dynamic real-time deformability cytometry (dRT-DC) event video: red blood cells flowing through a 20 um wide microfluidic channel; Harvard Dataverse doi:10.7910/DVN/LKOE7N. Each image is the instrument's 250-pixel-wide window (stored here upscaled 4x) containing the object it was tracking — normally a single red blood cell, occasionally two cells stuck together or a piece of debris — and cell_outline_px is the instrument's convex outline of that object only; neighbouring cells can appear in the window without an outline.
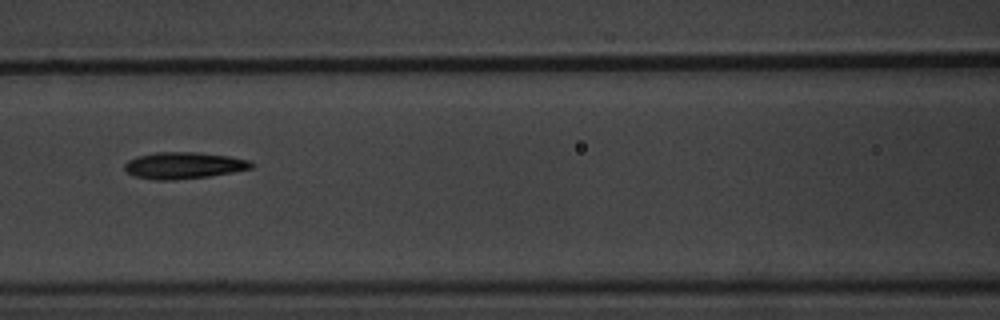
{"species": "common noctule bat (a hibernating species)", "species_latin": "Nyctalus noctula", "temperature_condition": "warm", "stored_images_in_passage": 10, "camera_frame_rate_fps": 3000, "um_per_image_px": 0.085, "animal": {"sex": "male", "body_mass_g": 20.1, "forearm_length_mm": 53.5}, "frame": {"image": 1, "passage_image": 7, "time_ms": 8.667, "image_size_px": [1000, 320], "cell_outline_px": [[256, 164], [252, 168], [232, 172], [208, 176], [172, 180], [156, 180], [136, 176], [128, 172], [124, 168], [124, 164], [128, 160], [136, 156], [156, 152], [196, 152], [228, 156], [248, 160]], "centroid_in_image_um": [15.61, 14.05], "position_along_channel_um": 151.0, "area_um2": 19.54}}
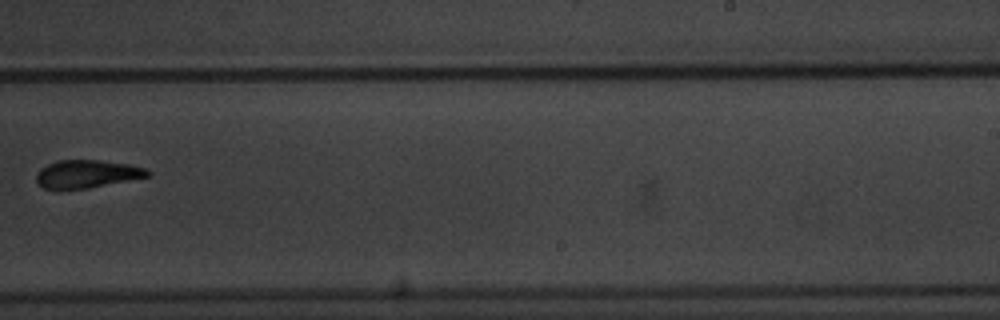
{"frame": {"image": 2, "passage_image": 10, "time_ms": 12.333, "image_size_px": [1000, 320], "cell_outline_px": [[152, 172], [148, 176], [88, 188], [56, 192], [44, 188], [36, 180], [36, 176], [40, 168], [56, 160], [100, 160], [128, 164], [144, 168]], "centroid_in_image_um": [7.31, 14.81], "position_along_channel_um": 281.7, "area_um2": 18.38}}